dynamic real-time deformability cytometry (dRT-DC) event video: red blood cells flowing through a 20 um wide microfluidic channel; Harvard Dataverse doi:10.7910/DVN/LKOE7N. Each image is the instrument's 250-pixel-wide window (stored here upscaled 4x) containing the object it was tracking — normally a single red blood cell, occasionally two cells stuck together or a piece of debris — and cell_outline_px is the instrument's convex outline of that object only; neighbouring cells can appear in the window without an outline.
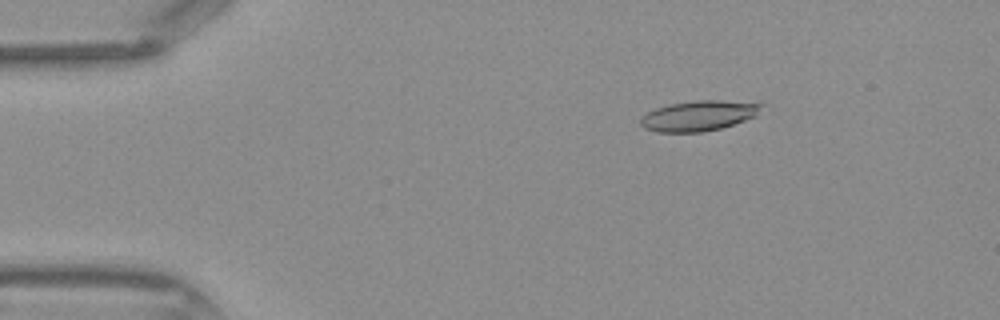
{"species": "Egyptian fruit bat (a non-hibernating species)", "species_latin": "Rousettus aegyptiacus", "temperature_condition": "warm", "stored_images_in_passage": 43, "camera_frame_rate_fps": 3000, "um_per_image_px": 0.085, "frame": {"image": 1, "passage_image": 7, "time_ms": 2.0, "image_size_px": [1000, 320], "cell_outline_px": [[764, 104], [756, 116], [720, 128], [704, 132], [656, 132], [644, 128], [640, 124], [640, 120], [648, 112], [656, 108], [668, 104], [700, 100], [720, 100]], "centroid_in_image_um": [59.37, 9.84], "position_along_channel_um": 25.6, "area_um2": 21.1}}
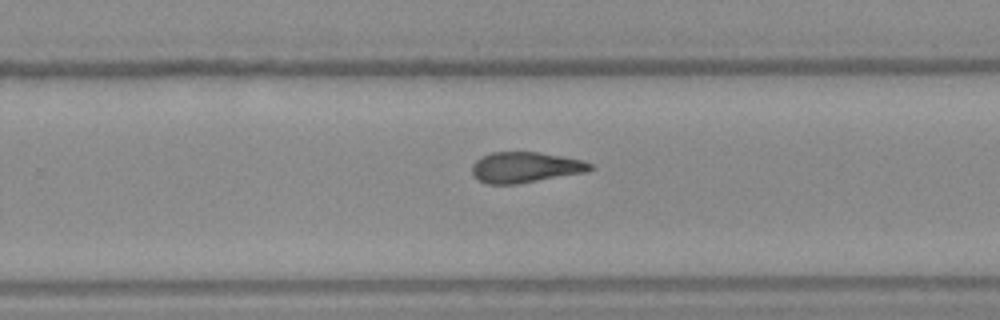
{"frame": {"image": 2, "passage_image": 28, "time_ms": 9.0, "image_size_px": [1000, 320], "cell_outline_px": [[592, 168], [588, 172], [516, 184], [488, 184], [476, 180], [472, 176], [472, 164], [480, 156], [492, 152], [540, 152], [580, 160], [592, 164]], "centroid_in_image_um": [44.59, 14.23], "position_along_channel_um": 285.2, "area_um2": 21.21}}
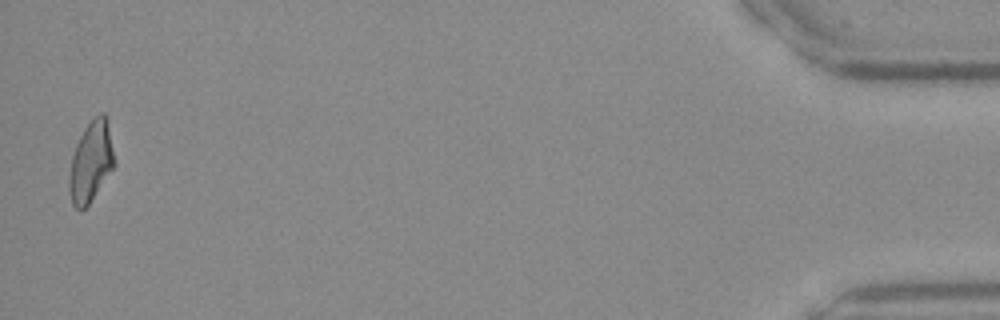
{"frame": {"image": 3, "passage_image": 43, "time_ms": 14.0, "image_size_px": [1000, 320], "cell_outline_px": [[116, 164], [88, 204], [80, 212], [72, 204], [68, 188], [68, 176], [72, 156], [76, 144], [84, 128], [100, 112], [104, 112], [108, 116]], "centroid_in_image_um": [7.74, 13.72], "position_along_channel_um": 427.5, "area_um2": 21.44}}